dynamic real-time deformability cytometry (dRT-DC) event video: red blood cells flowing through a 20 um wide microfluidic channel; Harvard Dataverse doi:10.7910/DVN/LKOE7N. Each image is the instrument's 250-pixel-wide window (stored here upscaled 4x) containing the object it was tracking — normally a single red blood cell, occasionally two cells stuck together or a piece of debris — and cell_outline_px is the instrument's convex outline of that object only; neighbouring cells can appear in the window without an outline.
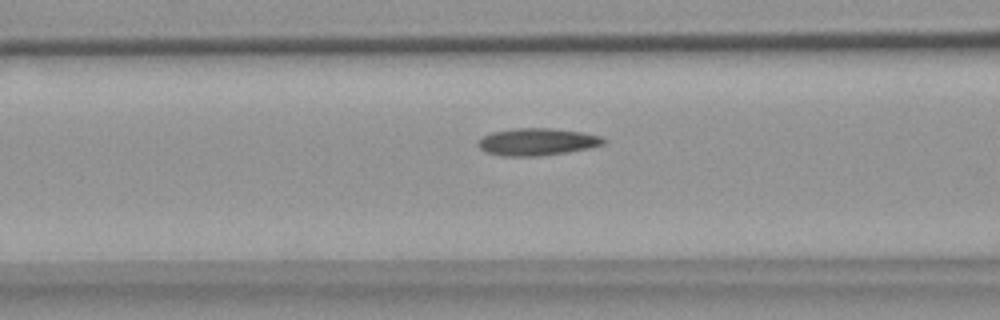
{"species": "common noctule bat (a hibernating species)", "species_latin": "Nyctalus noctula", "temperature_condition": "warm", "stored_images_in_passage": 40, "camera_frame_rate_fps": 3000, "um_per_image_px": 0.085, "animal": {"sex": "female", "body_mass_g": 18.4}, "frame": {"image": 1, "passage_image": 6, "time_ms": 1.667, "image_size_px": [1000, 320], "cell_outline_px": [[608, 140], [604, 144], [592, 148], [568, 152], [540, 156], [500, 156], [484, 152], [476, 144], [476, 140], [492, 132], [516, 128], [552, 128], [580, 132], [600, 136]], "centroid_in_image_um": [45.64, 12.06], "position_along_channel_um": 121.0, "area_um2": 20.17}}
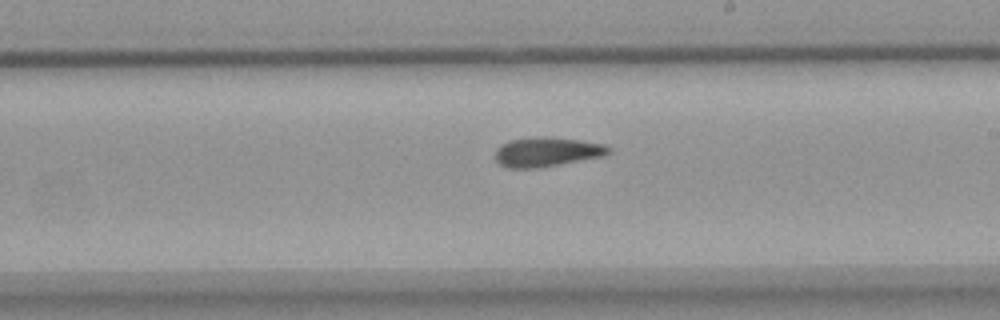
{"frame": {"image": 2, "passage_image": 16, "time_ms": 5.0, "image_size_px": [1000, 320], "cell_outline_px": [[612, 152], [604, 156], [540, 168], [508, 168], [500, 164], [496, 160], [496, 148], [500, 144], [508, 140], [536, 136], [548, 136], [580, 140], [604, 144], [612, 148]], "centroid_in_image_um": [46.5, 12.9], "position_along_channel_um": 242.5, "area_um2": 19.83}}
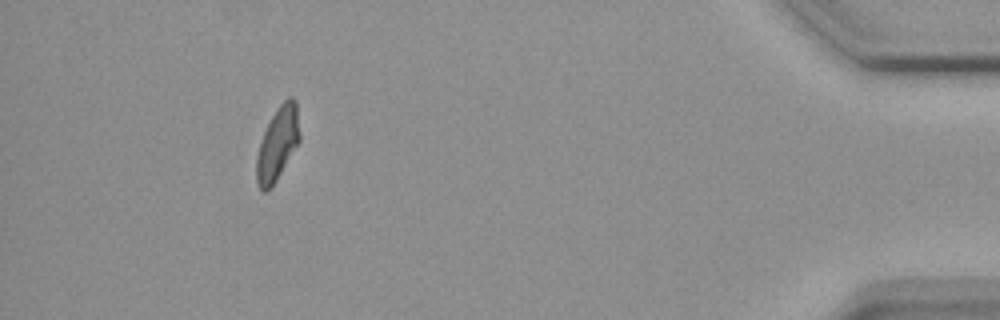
{"frame": {"image": 3, "passage_image": 35, "time_ms": 11.333, "image_size_px": [1000, 320], "cell_outline_px": [[300, 140], [272, 188], [268, 192], [264, 192], [256, 184], [256, 156], [264, 132], [272, 116], [280, 104], [288, 96], [292, 96], [296, 100], [300, 132]], "centroid_in_image_um": [23.6, 12.24], "position_along_channel_um": 411.6, "area_um2": 18.5}, "authors_computed_cell_mechanics": {"area_um2": 19.074, "velocity_mm_per_s": 3.6601, "shape_relaxation_time_tau1_ms": null, "shape_relaxation_time_tau2_ms": 3.1683, "deformation_change_tau1": null, "deformation_change_tau2": 0.0993}}